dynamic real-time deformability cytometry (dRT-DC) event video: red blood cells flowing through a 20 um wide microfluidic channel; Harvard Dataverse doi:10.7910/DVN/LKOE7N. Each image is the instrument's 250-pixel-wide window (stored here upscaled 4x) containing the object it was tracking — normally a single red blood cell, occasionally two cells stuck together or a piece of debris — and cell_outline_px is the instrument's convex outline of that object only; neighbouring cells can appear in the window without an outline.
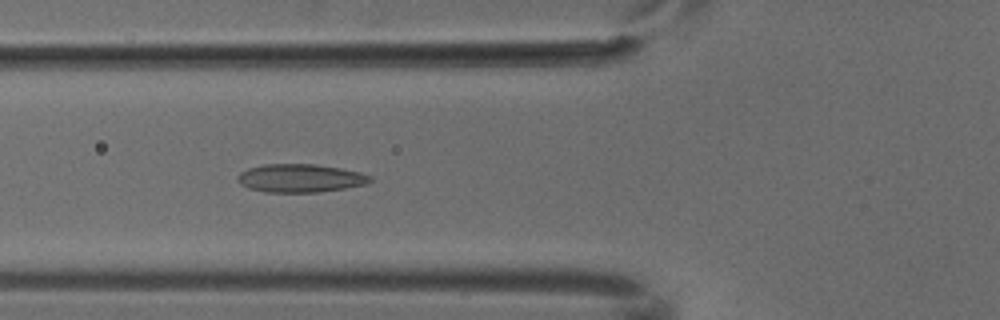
{"species": "common noctule bat (a hibernating species)", "species_latin": "Nyctalus noctula", "temperature_condition": "cold", "stored_images_in_passage": 7, "camera_frame_rate_fps": 3000, "um_per_image_px": 0.085, "animal": {"sex": "male", "body_mass_g": 18.8}, "frame": {"image": 1, "passage_image": 5, "time_ms": 1.333, "image_size_px": [1000, 320], "cell_outline_px": [[372, 180], [368, 184], [344, 188], [316, 192], [264, 192], [248, 188], [240, 184], [236, 180], [236, 176], [240, 172], [248, 168], [264, 164], [316, 164], [340, 168], [360, 172], [372, 176]], "centroid_in_image_um": [25.5, 15.14], "position_along_channel_um": 100.3, "area_um2": 21.96}}
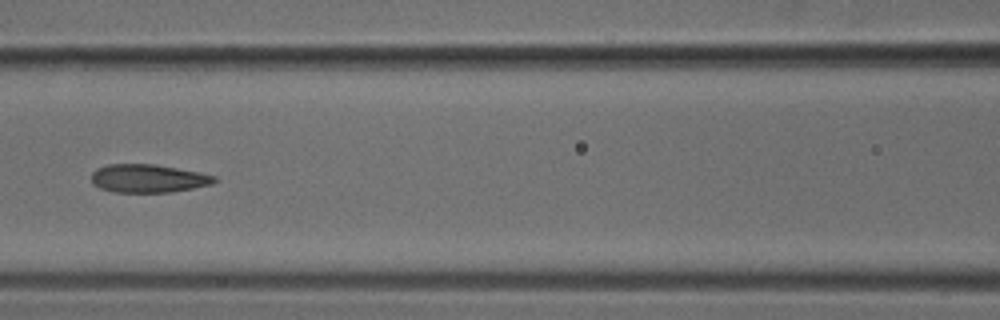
{"frame": {"image": 2, "passage_image": 6, "time_ms": 1.667, "image_size_px": [1000, 320], "cell_outline_px": [[220, 180], [212, 184], [172, 192], [112, 192], [100, 188], [92, 184], [92, 172], [96, 168], [108, 164], [156, 164], [200, 172], [216, 176]], "centroid_in_image_um": [12.61, 15.16], "position_along_channel_um": 154.0, "area_um2": 20.46}}
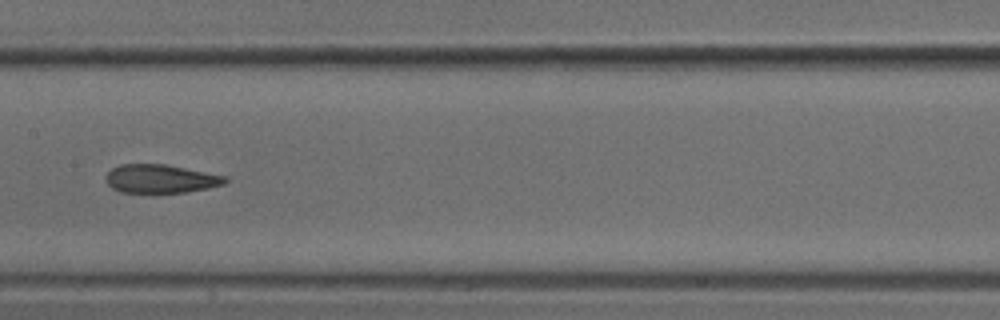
{"frame": {"image": 3, "passage_image": 7, "time_ms": 2.0, "image_size_px": [1000, 320], "cell_outline_px": [[228, 180], [224, 184], [208, 188], [184, 192], [120, 192], [112, 188], [108, 184], [104, 176], [112, 168], [120, 164], [164, 164], [228, 176]], "centroid_in_image_um": [13.65, 15.19], "position_along_channel_um": 193.8, "area_um2": 19.77}}